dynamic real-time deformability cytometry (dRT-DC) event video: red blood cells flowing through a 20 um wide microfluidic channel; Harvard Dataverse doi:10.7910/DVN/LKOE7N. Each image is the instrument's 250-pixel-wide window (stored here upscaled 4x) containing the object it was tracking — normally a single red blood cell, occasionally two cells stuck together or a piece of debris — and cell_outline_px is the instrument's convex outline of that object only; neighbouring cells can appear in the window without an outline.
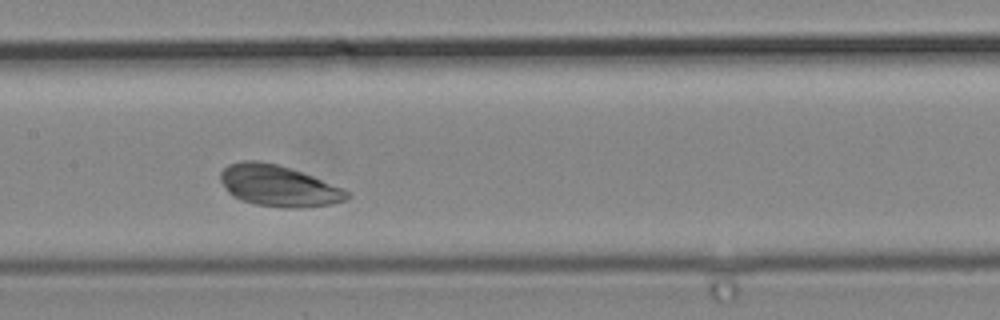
{"species": "common noctule bat (a hibernating species)", "species_latin": "Nyctalus noctula", "temperature_condition": "cold", "stored_images_in_passage": 7, "camera_frame_rate_fps": 3000, "um_per_image_px": 0.085, "animal": {"sex": "male", "body_mass_g": 19.2, "forearm_length_mm": 51.8}, "frame": {"image": 1, "passage_image": 6, "time_ms": 1.667, "image_size_px": [1000, 320], "cell_outline_px": [[352, 196], [348, 200], [332, 204], [292, 208], [284, 208], [256, 204], [240, 200], [232, 196], [228, 192], [220, 180], [220, 172], [228, 164], [244, 160], [260, 160], [276, 164], [312, 176], [344, 188], [352, 192]], "centroid_in_image_um": [23.69, 15.8], "position_along_channel_um": 183.7, "area_um2": 30.52}}
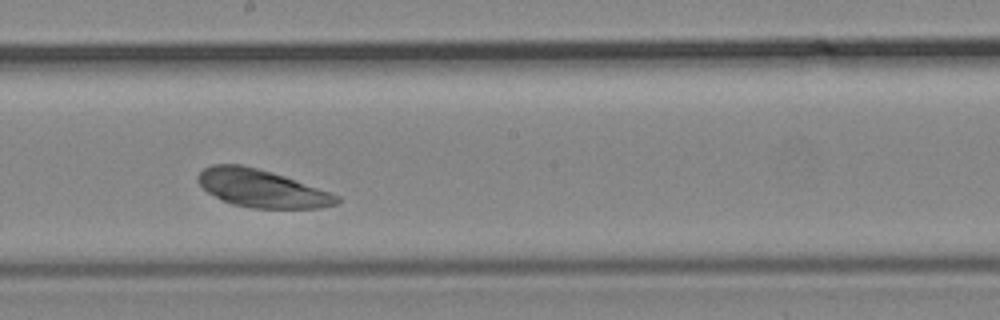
{"frame": {"image": 2, "passage_image": 7, "time_ms": 2.0, "image_size_px": [1000, 320], "cell_outline_px": [[340, 200], [336, 204], [320, 208], [252, 208], [232, 204], [220, 200], [208, 192], [196, 180], [196, 176], [204, 168], [212, 164], [244, 164], [272, 172], [284, 176], [340, 196]], "centroid_in_image_um": [22.2, 16.01], "position_along_channel_um": 226.0, "area_um2": 30.46}}